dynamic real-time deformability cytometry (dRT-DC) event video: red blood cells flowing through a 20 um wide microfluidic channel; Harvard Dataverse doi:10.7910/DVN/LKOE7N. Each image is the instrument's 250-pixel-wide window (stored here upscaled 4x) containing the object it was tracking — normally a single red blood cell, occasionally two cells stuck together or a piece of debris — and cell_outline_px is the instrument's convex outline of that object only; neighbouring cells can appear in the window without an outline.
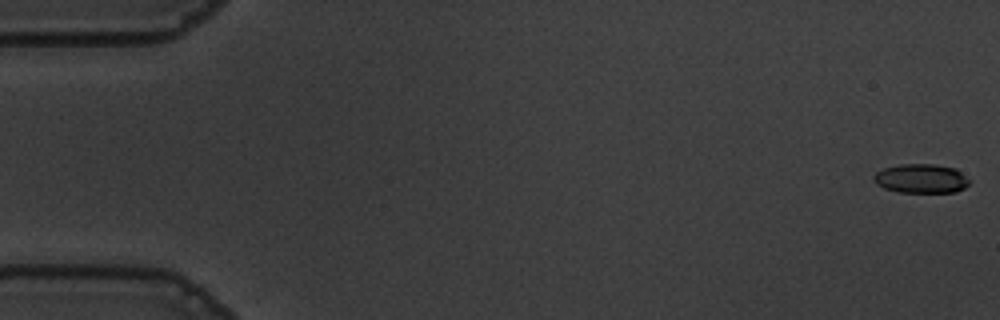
{"species": "common noctule bat (a hibernating species)", "species_latin": "Nyctalus noctula", "temperature_condition": "warm", "stored_images_in_passage": 56, "camera_frame_rate_fps": 3000, "um_per_image_px": 0.085, "animal": {"sex": "male", "body_mass_g": 19.5, "forearm_length_mm": 54.6}, "frame": {"image": 1, "passage_image": 1, "time_ms": 0.0, "image_size_px": [1000, 320], "cell_outline_px": [[972, 180], [964, 188], [956, 192], [896, 192], [884, 188], [876, 184], [872, 180], [872, 176], [876, 172], [884, 168], [900, 164], [936, 164], [956, 168]], "centroid_in_image_um": [78.3, 15.17], "position_along_channel_um": 6.7, "area_um2": 16.53}}
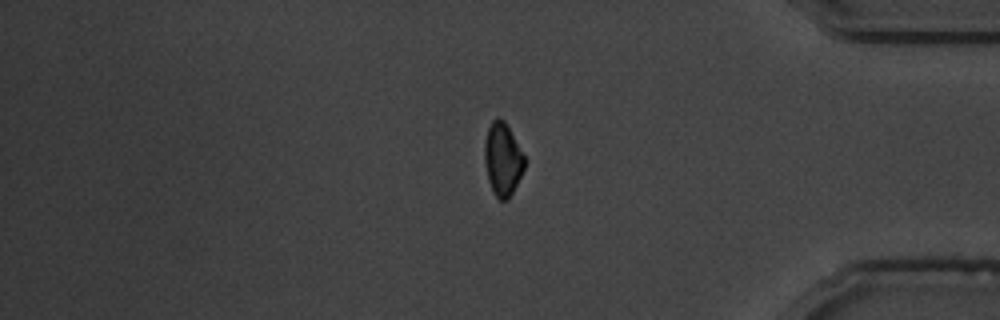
{"frame": {"image": 2, "passage_image": 47, "time_ms": 15.333, "image_size_px": [1000, 320], "cell_outline_px": [[524, 168], [508, 200], [500, 200], [492, 192], [488, 180], [484, 160], [484, 140], [488, 128], [492, 120], [496, 116], [500, 116], [504, 120], [524, 156]], "centroid_in_image_um": [42.69, 13.52], "position_along_channel_um": 392.5, "area_um2": 16.88}}
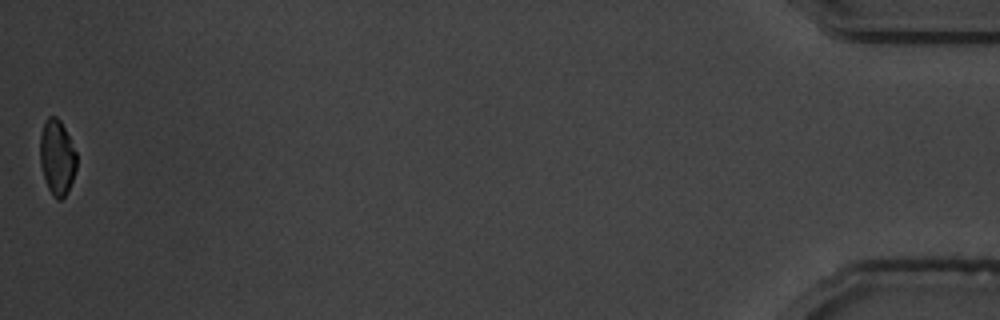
{"frame": {"image": 3, "passage_image": 56, "time_ms": 18.333, "image_size_px": [1000, 320], "cell_outline_px": [[76, 168], [72, 180], [64, 196], [60, 200], [56, 200], [52, 196], [48, 188], [40, 164], [40, 136], [44, 124], [48, 116], [56, 116], [60, 120], [76, 152]], "centroid_in_image_um": [4.84, 13.38], "position_along_channel_um": 430.4, "area_um2": 15.78}, "authors_computed_cell_mechanics": {"area_um2": 17.6579, "velocity_mm_per_s": 3.6386, "shape_relaxation_time_tau1_ms": 7.8125, "shape_relaxation_time_tau2_ms": null, "deformation_change_tau1": 0.1615, "deformation_change_tau2": null}}